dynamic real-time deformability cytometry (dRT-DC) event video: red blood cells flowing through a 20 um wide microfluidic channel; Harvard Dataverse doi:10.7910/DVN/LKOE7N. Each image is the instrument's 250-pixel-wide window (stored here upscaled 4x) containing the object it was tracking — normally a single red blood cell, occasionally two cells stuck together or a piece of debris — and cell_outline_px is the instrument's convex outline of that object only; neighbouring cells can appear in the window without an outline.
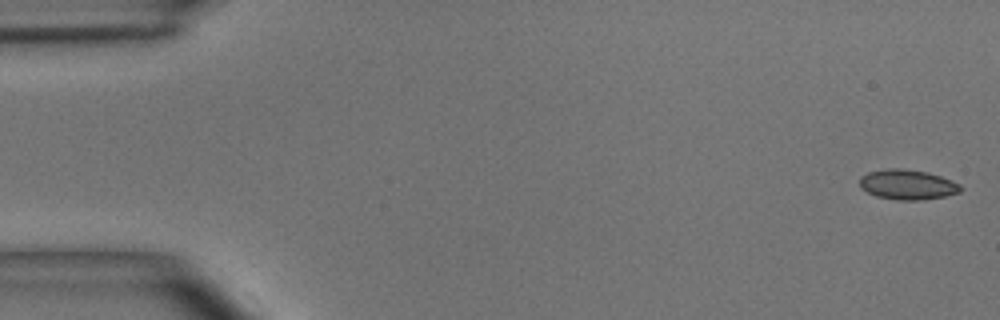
{"species": "common noctule bat (a hibernating species)", "species_latin": "Nyctalus noctula", "temperature_condition": "room temperature", "stored_images_in_passage": 49, "camera_frame_rate_fps": 3000, "um_per_image_px": 0.085, "animal": {"sex": "male", "body_mass_g": 15.6}, "frame": {"image": 1, "passage_image": 1, "time_ms": 0.0, "image_size_px": [1000, 320], "cell_outline_px": [[964, 188], [960, 192], [944, 196], [924, 200], [896, 200], [876, 196], [860, 188], [860, 176], [868, 172], [888, 168], [900, 168], [928, 172], [940, 176], [960, 184]], "centroid_in_image_um": [77.13, 15.69], "position_along_channel_um": 7.9, "area_um2": 17.74}}
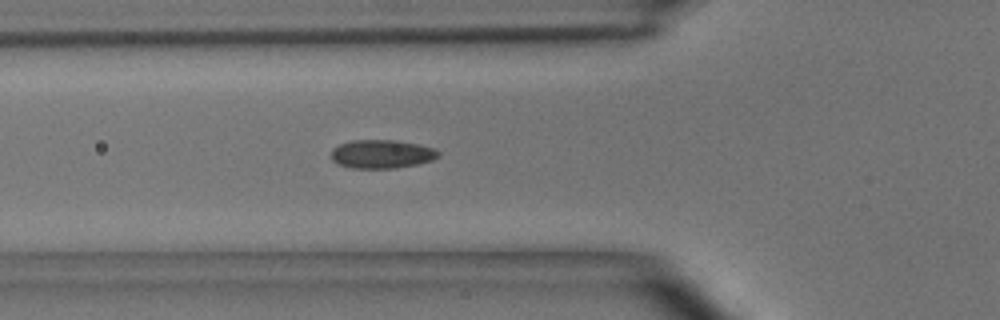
{"frame": {"image": 2, "passage_image": 17, "time_ms": 5.333, "image_size_px": [1000, 320], "cell_outline_px": [[440, 156], [432, 160], [416, 164], [396, 168], [352, 168], [340, 164], [332, 160], [332, 148], [340, 144], [352, 140], [396, 140], [420, 144], [436, 148], [440, 152]], "centroid_in_image_um": [32.49, 13.08], "position_along_channel_um": 93.3, "area_um2": 17.92}}
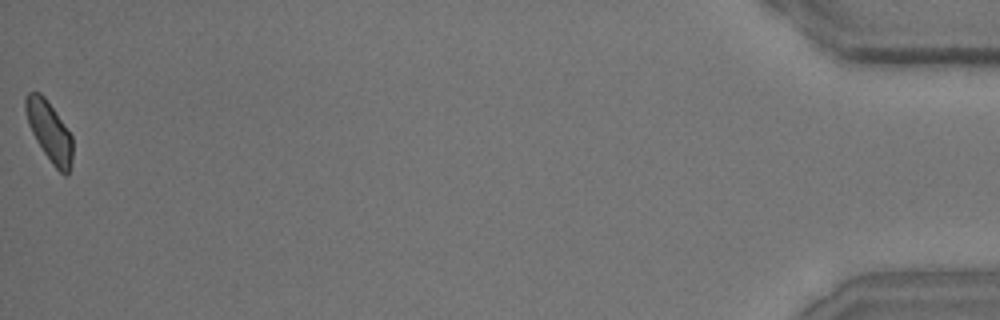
{"frame": {"image": 3, "passage_image": 49, "time_ms": 16.0, "image_size_px": [1000, 320], "cell_outline_px": [[72, 164], [68, 176], [64, 176], [52, 164], [36, 140], [28, 124], [24, 108], [24, 100], [28, 92], [40, 92], [44, 96], [72, 136]], "centroid_in_image_um": [4.19, 11.19], "position_along_channel_um": 431.0, "area_um2": 16.36}, "authors_computed_cell_mechanics": {"area_um2": 17.34, "velocity_mm_per_s": 4.058, "shape_relaxation_time_tau1_ms": 3.6414, "shape_relaxation_time_tau2_ms": 1.8526, "deformation_change_tau1": 0.079, "deformation_change_tau2": 0.0663}}